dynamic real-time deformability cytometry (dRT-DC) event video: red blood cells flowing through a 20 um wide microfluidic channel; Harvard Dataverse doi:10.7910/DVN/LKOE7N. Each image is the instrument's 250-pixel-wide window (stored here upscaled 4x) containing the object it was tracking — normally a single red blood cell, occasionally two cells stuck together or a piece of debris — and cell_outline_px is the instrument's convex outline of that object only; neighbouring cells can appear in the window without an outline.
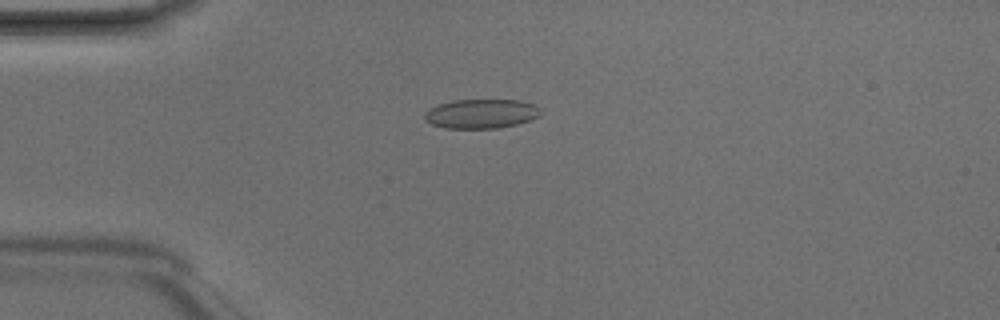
{"species": "Egyptian fruit bat (a non-hibernating species)", "species_latin": "Rousettus aegyptiacus", "temperature_condition": "room temperature", "stored_images_in_passage": 2, "camera_frame_rate_fps": 3000, "um_per_image_px": 0.085, "animal": {"sex": "male"}, "frame": {"image": 1, "passage_image": 2, "time_ms": 0.333, "image_size_px": [1000, 320], "cell_outline_px": [[536, 116], [528, 120], [516, 124], [496, 128], [444, 128], [432, 124], [424, 120], [424, 112], [428, 108], [452, 100], [520, 100], [532, 104], [536, 108]], "centroid_in_image_um": [40.77, 9.66], "position_along_channel_um": 44.2, "area_um2": 19.42}}